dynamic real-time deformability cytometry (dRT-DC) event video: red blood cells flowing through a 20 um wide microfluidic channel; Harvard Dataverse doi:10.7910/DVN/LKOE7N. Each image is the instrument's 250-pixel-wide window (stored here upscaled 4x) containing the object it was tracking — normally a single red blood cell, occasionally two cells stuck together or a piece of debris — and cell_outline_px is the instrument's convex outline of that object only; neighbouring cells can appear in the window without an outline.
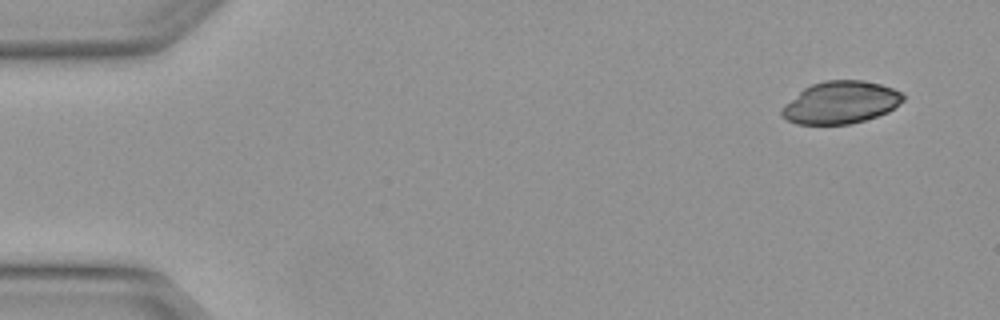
{"species": "Egyptian fruit bat (a non-hibernating species)", "species_latin": "Rousettus aegyptiacus", "temperature_condition": "warm", "stored_images_in_passage": 4, "camera_frame_rate_fps": 3000, "um_per_image_px": 0.085, "animal": {"sex": "female"}, "frame": {"image": 1, "passage_image": 1, "time_ms": 0.0, "image_size_px": [1000, 320], "cell_outline_px": [[904, 100], [888, 112], [852, 124], [796, 124], [780, 116], [780, 112], [784, 104], [804, 88], [812, 84], [824, 80], [864, 80], [880, 84], [892, 88], [900, 92], [904, 96]], "centroid_in_image_um": [71.43, 8.71], "position_along_channel_um": 13.6, "area_um2": 29.94}}
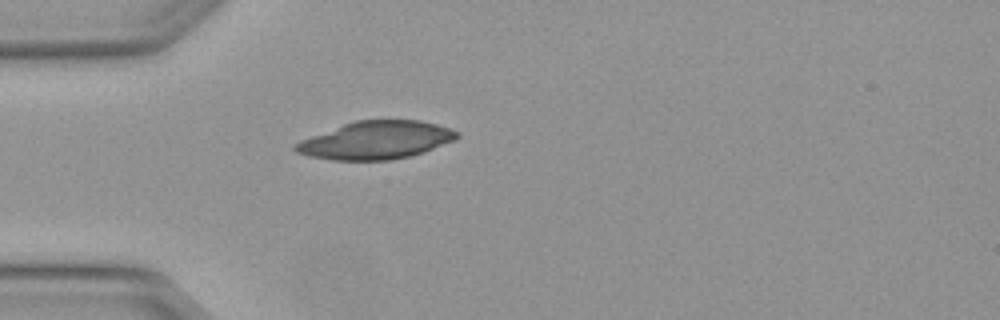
{"frame": {"image": 2, "passage_image": 4, "time_ms": 1.0, "image_size_px": [1000, 320], "cell_outline_px": [[460, 136], [456, 140], [424, 152], [392, 160], [332, 160], [308, 156], [296, 152], [292, 148], [292, 144], [300, 140], [344, 124], [356, 120], [420, 120], [436, 124], [460, 132]], "centroid_in_image_um": [31.96, 11.92], "position_along_channel_um": 53.0, "area_um2": 35.72}}